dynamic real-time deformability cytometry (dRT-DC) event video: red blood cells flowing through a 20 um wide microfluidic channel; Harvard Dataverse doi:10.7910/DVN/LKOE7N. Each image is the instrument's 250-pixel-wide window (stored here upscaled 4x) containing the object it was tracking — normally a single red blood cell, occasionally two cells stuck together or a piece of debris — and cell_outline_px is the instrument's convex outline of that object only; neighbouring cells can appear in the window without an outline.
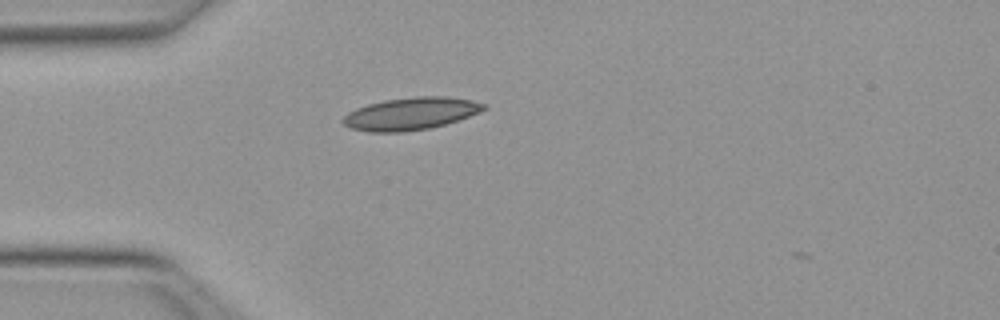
{"species": "Egyptian fruit bat (a non-hibernating species)", "species_latin": "Rousettus aegyptiacus", "temperature_condition": "warm", "stored_images_in_passage": 4, "camera_frame_rate_fps": 3000, "um_per_image_px": 0.085, "animal": {"sex": "female"}, "frame": {"image": 1, "passage_image": 2, "time_ms": 0.333, "image_size_px": [1000, 320], "cell_outline_px": [[488, 108], [480, 112], [432, 128], [400, 132], [368, 132], [352, 128], [344, 124], [340, 120], [348, 112], [356, 108], [368, 104], [384, 100], [416, 96], [448, 96], [472, 100], [484, 104]], "centroid_in_image_um": [34.9, 9.65], "position_along_channel_um": 50.1, "area_um2": 26.59}}